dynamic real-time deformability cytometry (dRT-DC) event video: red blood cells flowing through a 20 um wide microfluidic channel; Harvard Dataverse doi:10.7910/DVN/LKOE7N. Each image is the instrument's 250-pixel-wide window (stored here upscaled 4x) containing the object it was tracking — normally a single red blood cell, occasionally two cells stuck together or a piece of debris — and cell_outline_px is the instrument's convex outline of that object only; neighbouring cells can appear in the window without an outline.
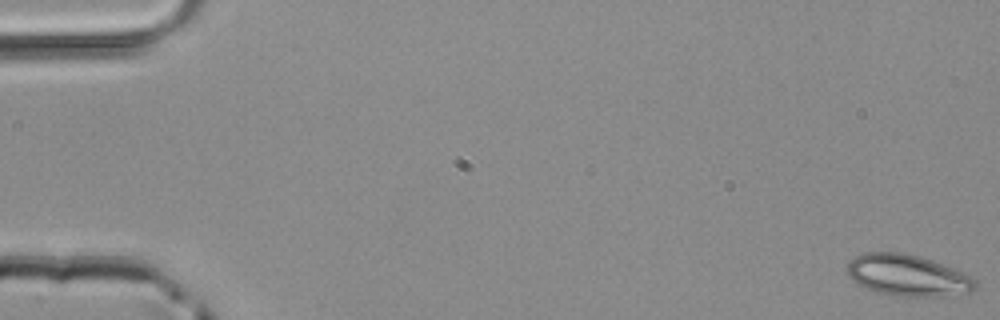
{"species": "common noctule bat (a hibernating species)", "species_latin": "Nyctalus noctula", "temperature_condition": "room temperature", "stored_images_in_passage": 50, "camera_frame_rate_fps": 3000, "um_per_image_px": 0.085, "animal": {"sex": "male", "body_mass_g": 20.4}, "frame": {"image": 1, "passage_image": 1, "time_ms": 0.0, "image_size_px": [1000, 320], "cell_outline_px": [[976, 288], [972, 292], [936, 296], [900, 296], [880, 292], [868, 288], [852, 280], [848, 276], [848, 264], [856, 256], [864, 252], [904, 252], [920, 256], [932, 260], [972, 276], [976, 280]], "centroid_in_image_um": [77.18, 23.39], "position_along_channel_um": 7.8, "area_um2": 30.58}}
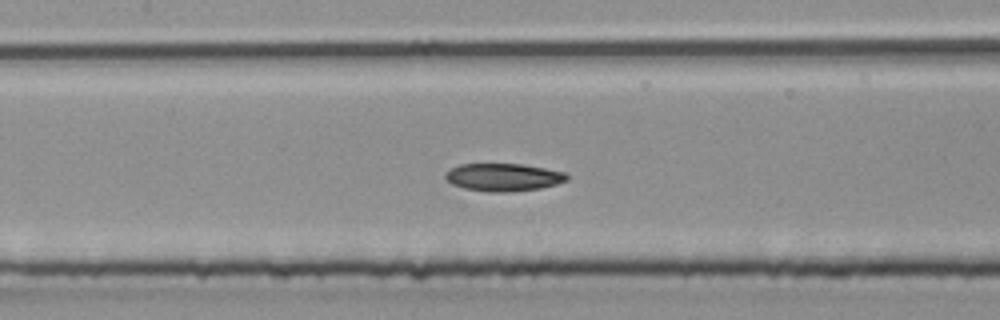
{"frame": {"image": 2, "passage_image": 24, "time_ms": 7.667, "image_size_px": [1000, 320], "cell_outline_px": [[568, 180], [556, 184], [540, 188], [504, 192], [488, 192], [464, 188], [452, 184], [444, 176], [444, 172], [460, 164], [524, 164], [564, 172], [568, 176]], "centroid_in_image_um": [42.77, 15.06], "position_along_channel_um": 164.6, "area_um2": 19.54}}
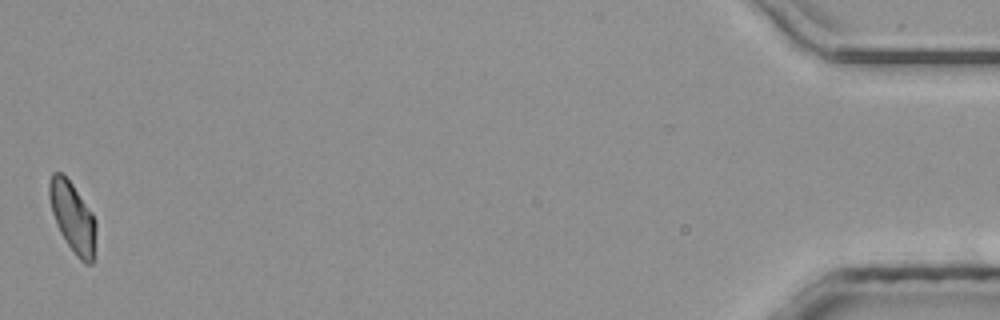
{"frame": {"image": 3, "passage_image": 50, "time_ms": 16.333, "image_size_px": [1000, 320], "cell_outline_px": [[96, 256], [92, 264], [84, 264], [76, 256], [60, 232], [56, 224], [52, 212], [48, 196], [48, 184], [52, 172], [60, 172], [72, 184], [92, 212], [96, 220]], "centroid_in_image_um": [6.2, 18.51], "position_along_channel_um": 429.0, "area_um2": 19.42}}